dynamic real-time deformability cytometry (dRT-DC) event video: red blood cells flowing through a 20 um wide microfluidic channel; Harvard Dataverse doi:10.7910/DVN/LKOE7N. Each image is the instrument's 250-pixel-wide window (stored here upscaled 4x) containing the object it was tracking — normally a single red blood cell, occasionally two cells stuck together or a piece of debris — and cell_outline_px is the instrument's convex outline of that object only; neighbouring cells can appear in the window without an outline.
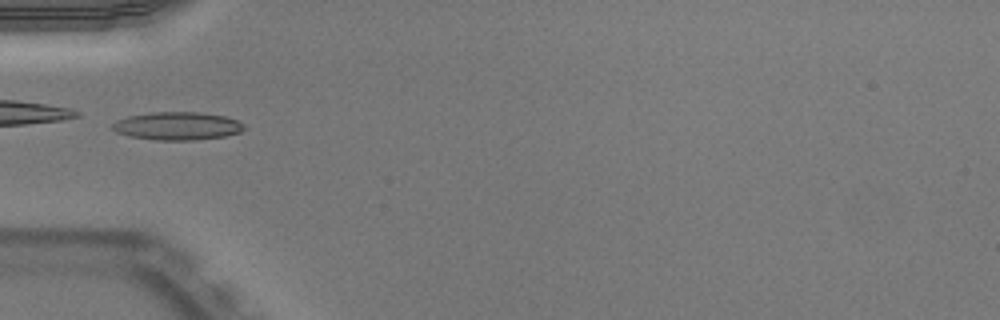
{"species": "Egyptian fruit bat (a non-hibernating species)", "species_latin": "Rousettus aegyptiacus", "temperature_condition": "warm", "stored_images_in_passage": 33, "camera_frame_rate_fps": 3000, "um_per_image_px": 0.085, "animal": {"sex": "male"}, "frame": {"image": 1, "passage_image": 1, "time_ms": 0.0, "image_size_px": [1000, 320], "cell_outline_px": [[244, 128], [240, 132], [224, 136], [192, 140], [156, 140], [128, 136], [116, 132], [112, 128], [112, 124], [116, 120], [128, 116], [152, 112], [200, 112], [224, 116], [236, 120]], "centroid_in_image_um": [15.01, 10.7], "position_along_channel_um": 70.0, "area_um2": 21.33}}
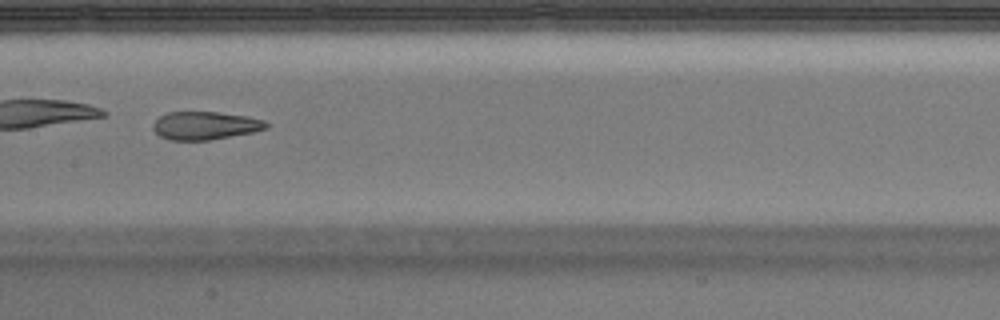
{"frame": {"image": 2, "passage_image": 10, "time_ms": 3.0, "image_size_px": [1000, 320], "cell_outline_px": [[268, 128], [252, 132], [208, 140], [168, 140], [160, 136], [152, 128], [152, 124], [160, 116], [168, 112], [216, 112], [248, 116], [264, 120], [268, 124]], "centroid_in_image_um": [17.42, 10.67], "position_along_channel_um": 190.0, "area_um2": 18.44}, "authors_computed_cell_mechanics": {"area_um2": 20.23, "velocity_mm_per_s": 3.9653, "shape_relaxation_time_tau1_ms": null, "shape_relaxation_time_tau2_ms": 1.6311, "deformation_change_tau1": null, "deformation_change_tau2": 0.0886}}